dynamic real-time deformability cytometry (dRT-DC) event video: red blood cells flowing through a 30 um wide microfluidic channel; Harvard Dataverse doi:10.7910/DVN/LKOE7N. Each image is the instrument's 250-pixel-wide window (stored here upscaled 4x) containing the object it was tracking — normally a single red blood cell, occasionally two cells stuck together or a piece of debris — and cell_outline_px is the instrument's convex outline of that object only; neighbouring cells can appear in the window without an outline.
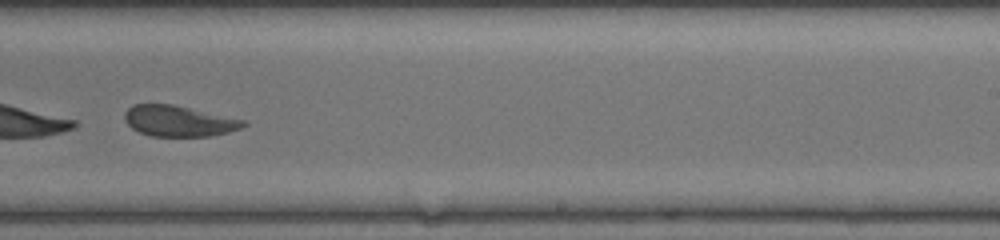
{"species": "common noctule bat (a hibernating species)", "species_latin": "Nyctalus noctula", "temperature_condition": "room temperature", "stored_images_in_passage": 47, "camera_frame_rate_fps": 3000, "um_per_image_px": 0.085, "animal": {"sex": "female", "body_mass_g": 20.0, "forearm_length_mm": 54.0}, "frame": {"image": 1, "passage_image": 30, "time_ms": 9.667, "image_size_px": [1000, 240], "cell_outline_px": [[248, 124], [240, 128], [228, 132], [212, 136], [152, 136], [140, 132], [132, 128], [124, 120], [124, 112], [132, 104], [172, 104], [244, 120]], "centroid_in_image_um": [15.16, 10.28], "position_along_channel_um": 273.8, "area_um2": 21.21}}
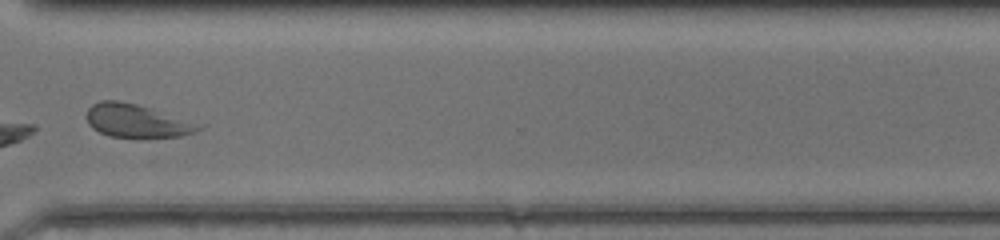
{"frame": {"image": 2, "passage_image": 36, "time_ms": 11.667, "image_size_px": [1000, 240], "cell_outline_px": [[208, 124], [204, 128], [196, 132], [180, 136], [108, 136], [92, 128], [88, 124], [84, 116], [88, 108], [92, 104], [100, 100], [120, 100], [152, 108]], "centroid_in_image_um": [11.68, 10.24], "position_along_channel_um": 358.9, "area_um2": 22.14}}